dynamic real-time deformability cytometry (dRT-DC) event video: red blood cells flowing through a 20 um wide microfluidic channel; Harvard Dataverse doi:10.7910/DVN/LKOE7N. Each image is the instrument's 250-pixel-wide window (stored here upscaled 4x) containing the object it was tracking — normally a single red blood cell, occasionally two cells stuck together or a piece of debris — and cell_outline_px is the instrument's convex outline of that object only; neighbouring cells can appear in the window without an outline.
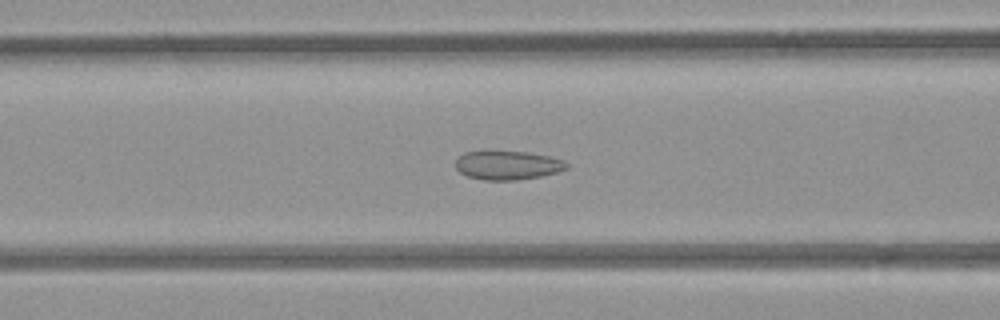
{"species": "common noctule bat (a hibernating species)", "species_latin": "Nyctalus noctula", "temperature_condition": "room temperature", "stored_images_in_passage": 39, "camera_frame_rate_fps": 3000, "um_per_image_px": 0.085, "animal": {"sex": "female", "body_mass_g": 21.9}, "frame": {"image": 1, "passage_image": 7, "time_ms": 2.0, "image_size_px": [1000, 320], "cell_outline_px": [[568, 168], [556, 172], [540, 176], [516, 180], [484, 180], [468, 176], [460, 172], [456, 168], [456, 160], [464, 152], [528, 152], [552, 156], [564, 160], [568, 164]], "centroid_in_image_um": [43.18, 14.05], "position_along_channel_um": 123.4, "area_um2": 18.5}}
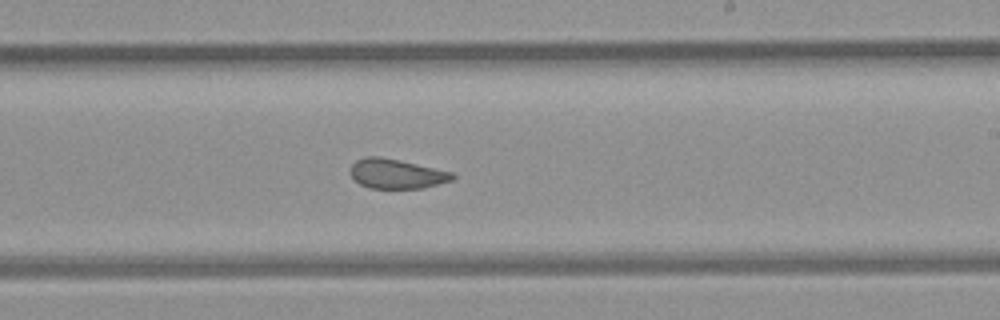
{"frame": {"image": 2, "passage_image": 17, "time_ms": 5.333, "image_size_px": [1000, 320], "cell_outline_px": [[456, 176], [452, 180], [424, 188], [368, 188], [360, 184], [348, 172], [348, 168], [356, 160], [364, 156], [380, 156], [400, 160], [452, 172]], "centroid_in_image_um": [33.66, 14.76], "position_along_channel_um": 255.3, "area_um2": 17.74}}
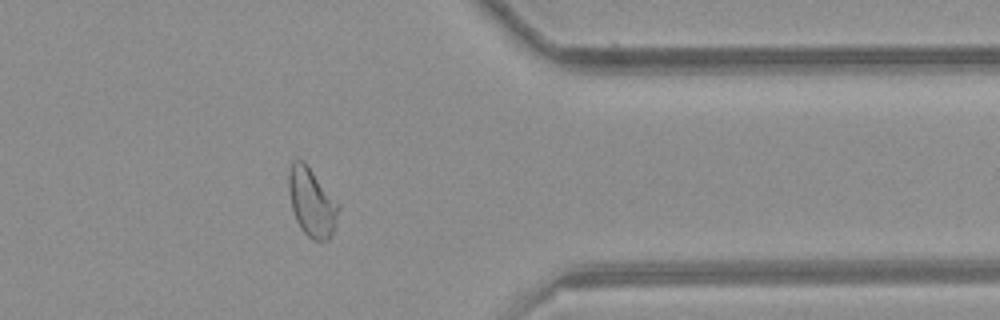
{"frame": {"image": 3, "passage_image": 28, "time_ms": 9.0, "image_size_px": [1000, 320], "cell_outline_px": [[340, 208], [332, 232], [328, 240], [312, 240], [300, 228], [296, 220], [292, 208], [288, 188], [288, 172], [292, 160], [304, 160], [340, 204]], "centroid_in_image_um": [26.49, 17.16], "position_along_channel_um": 384.9, "area_um2": 19.94}, "authors_computed_cell_mechanics": {"area_um2": 19.074, "velocity_mm_per_s": 3.9622, "shape_relaxation_time_tau1_ms": null, "shape_relaxation_time_tau2_ms": 1.3737, "deformation_change_tau1": null, "deformation_change_tau2": 0.069}}